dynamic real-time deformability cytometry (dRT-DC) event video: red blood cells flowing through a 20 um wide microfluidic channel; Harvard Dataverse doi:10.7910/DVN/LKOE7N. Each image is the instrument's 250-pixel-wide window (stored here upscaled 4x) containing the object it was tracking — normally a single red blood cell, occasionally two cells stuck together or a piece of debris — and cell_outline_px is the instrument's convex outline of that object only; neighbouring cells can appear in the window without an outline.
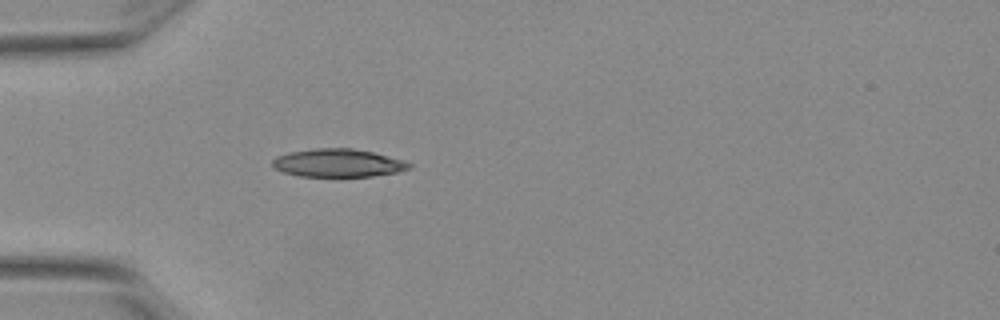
{"species": "Egyptian fruit bat (a non-hibernating species)", "species_latin": "Rousettus aegyptiacus", "temperature_condition": "warm", "stored_images_in_passage": 1, "camera_frame_rate_fps": 3000, "um_per_image_px": 0.085, "animal": {"sex": "female"}, "frame": {"image": 1, "passage_image": 1, "time_ms": 0.0, "image_size_px": [1000, 320], "cell_outline_px": [[412, 168], [396, 172], [372, 176], [300, 176], [284, 172], [276, 168], [272, 164], [272, 160], [276, 156], [292, 152], [316, 148], [352, 148], [372, 152], [404, 160], [412, 164]], "centroid_in_image_um": [28.76, 13.85], "position_along_channel_um": 56.2, "area_um2": 22.14}}